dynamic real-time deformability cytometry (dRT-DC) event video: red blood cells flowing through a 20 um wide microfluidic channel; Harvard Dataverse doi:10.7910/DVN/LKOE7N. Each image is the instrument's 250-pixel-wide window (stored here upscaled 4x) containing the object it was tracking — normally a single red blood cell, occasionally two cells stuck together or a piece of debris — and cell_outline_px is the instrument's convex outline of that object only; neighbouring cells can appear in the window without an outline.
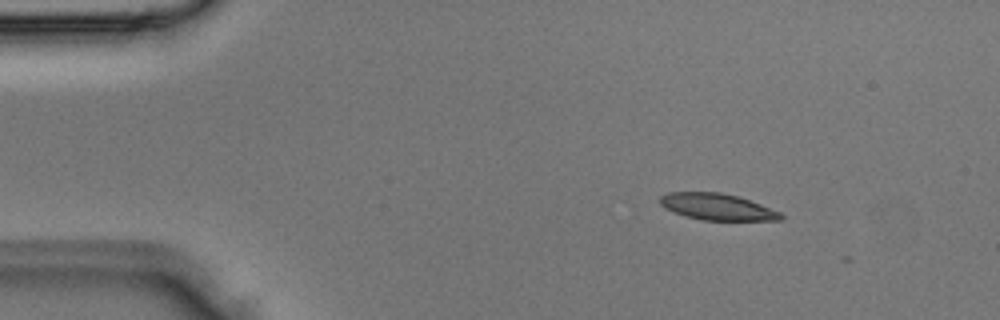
{"species": "Egyptian fruit bat (a non-hibernating species)", "species_latin": "Rousettus aegyptiacus", "temperature_condition": "room temperature", "stored_images_in_passage": 3, "camera_frame_rate_fps": 3000, "um_per_image_px": 0.085, "animal": {"sex": "male"}, "frame": {"image": 1, "passage_image": 1, "time_ms": 0.0, "image_size_px": [1000, 320], "cell_outline_px": [[784, 220], [704, 220], [684, 216], [664, 208], [660, 204], [660, 196], [668, 192], [720, 192], [740, 196], [780, 212], [784, 216]], "centroid_in_image_um": [60.96, 17.57], "position_along_channel_um": 24.0, "area_um2": 18.73}}